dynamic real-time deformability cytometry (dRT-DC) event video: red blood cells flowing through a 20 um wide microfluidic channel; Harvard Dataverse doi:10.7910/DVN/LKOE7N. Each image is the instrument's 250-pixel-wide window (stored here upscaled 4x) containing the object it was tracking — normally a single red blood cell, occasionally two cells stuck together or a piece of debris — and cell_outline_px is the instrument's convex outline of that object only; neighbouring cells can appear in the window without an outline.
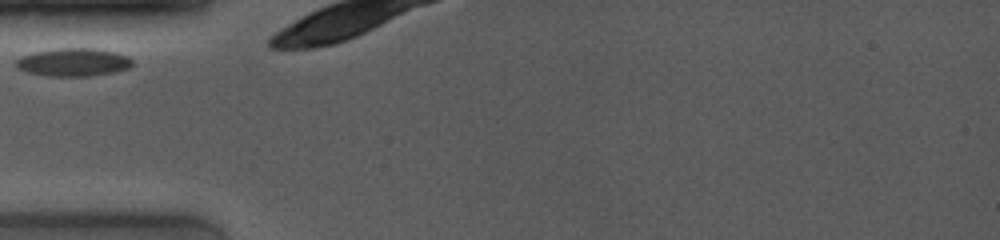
{"species": "common noctule bat (a hibernating species)", "species_latin": "Nyctalus noctula", "temperature_condition": "room temperature", "stored_images_in_passage": 9, "camera_frame_rate_fps": 4000, "um_per_image_px": 0.085, "animal": {"sex": "female", "body_mass_g": 19.0, "forearm_length_mm": 53.3}, "frame": {"image": 1, "passage_image": 1, "time_ms": 0.0, "image_size_px": [1000, 240], "cell_outline_px": [[132, 64], [128, 68], [116, 72], [88, 76], [48, 76], [24, 72], [16, 64], [16, 60], [20, 56], [32, 52], [60, 48], [96, 48], [128, 56], [132, 60]], "centroid_in_image_um": [6.22, 5.29], "position_along_channel_um": 78.8, "area_um2": 19.02}}